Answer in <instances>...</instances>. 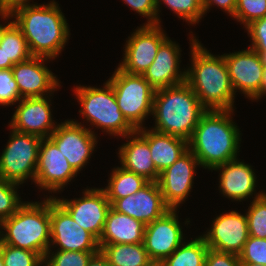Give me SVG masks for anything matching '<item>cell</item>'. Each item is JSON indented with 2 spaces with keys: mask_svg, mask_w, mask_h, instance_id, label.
Returning <instances> with one entry per match:
<instances>
[{
  "mask_svg": "<svg viewBox=\"0 0 266 266\" xmlns=\"http://www.w3.org/2000/svg\"><path fill=\"white\" fill-rule=\"evenodd\" d=\"M190 41L191 66L185 69V82L206 110H234L236 94L224 56L210 53L193 34Z\"/></svg>",
  "mask_w": 266,
  "mask_h": 266,
  "instance_id": "6da1fadb",
  "label": "cell"
},
{
  "mask_svg": "<svg viewBox=\"0 0 266 266\" xmlns=\"http://www.w3.org/2000/svg\"><path fill=\"white\" fill-rule=\"evenodd\" d=\"M233 112L207 110L200 117L188 147L203 168L213 170L237 158L241 131L232 120Z\"/></svg>",
  "mask_w": 266,
  "mask_h": 266,
  "instance_id": "7a4b0ae2",
  "label": "cell"
},
{
  "mask_svg": "<svg viewBox=\"0 0 266 266\" xmlns=\"http://www.w3.org/2000/svg\"><path fill=\"white\" fill-rule=\"evenodd\" d=\"M12 17L26 38L33 56L54 60L69 40V25L59 4L54 0L48 4L22 7Z\"/></svg>",
  "mask_w": 266,
  "mask_h": 266,
  "instance_id": "3957f363",
  "label": "cell"
},
{
  "mask_svg": "<svg viewBox=\"0 0 266 266\" xmlns=\"http://www.w3.org/2000/svg\"><path fill=\"white\" fill-rule=\"evenodd\" d=\"M206 111L186 82L159 89L154 94L151 129L189 141Z\"/></svg>",
  "mask_w": 266,
  "mask_h": 266,
  "instance_id": "277c9868",
  "label": "cell"
},
{
  "mask_svg": "<svg viewBox=\"0 0 266 266\" xmlns=\"http://www.w3.org/2000/svg\"><path fill=\"white\" fill-rule=\"evenodd\" d=\"M50 197L41 202H25L12 216L3 219L0 241L36 252L44 259L51 243Z\"/></svg>",
  "mask_w": 266,
  "mask_h": 266,
  "instance_id": "5b68a950",
  "label": "cell"
},
{
  "mask_svg": "<svg viewBox=\"0 0 266 266\" xmlns=\"http://www.w3.org/2000/svg\"><path fill=\"white\" fill-rule=\"evenodd\" d=\"M103 88L76 86L74 91L81 105L80 114L87 122L111 136L125 137L136 129L123 116L117 104L113 88L107 81Z\"/></svg>",
  "mask_w": 266,
  "mask_h": 266,
  "instance_id": "8992f818",
  "label": "cell"
},
{
  "mask_svg": "<svg viewBox=\"0 0 266 266\" xmlns=\"http://www.w3.org/2000/svg\"><path fill=\"white\" fill-rule=\"evenodd\" d=\"M107 80L114 91L120 111L135 128H142L143 122L153 113L155 89L143 75L129 74L116 67Z\"/></svg>",
  "mask_w": 266,
  "mask_h": 266,
  "instance_id": "52a82bcc",
  "label": "cell"
},
{
  "mask_svg": "<svg viewBox=\"0 0 266 266\" xmlns=\"http://www.w3.org/2000/svg\"><path fill=\"white\" fill-rule=\"evenodd\" d=\"M10 130V139L0 155V177L19 185L27 179L34 182L42 138Z\"/></svg>",
  "mask_w": 266,
  "mask_h": 266,
  "instance_id": "ba28073f",
  "label": "cell"
},
{
  "mask_svg": "<svg viewBox=\"0 0 266 266\" xmlns=\"http://www.w3.org/2000/svg\"><path fill=\"white\" fill-rule=\"evenodd\" d=\"M160 24H143L128 36L123 61L118 67L126 73L143 75L152 64L160 45L168 38Z\"/></svg>",
  "mask_w": 266,
  "mask_h": 266,
  "instance_id": "9c48e42d",
  "label": "cell"
},
{
  "mask_svg": "<svg viewBox=\"0 0 266 266\" xmlns=\"http://www.w3.org/2000/svg\"><path fill=\"white\" fill-rule=\"evenodd\" d=\"M65 120L49 136L73 169L79 173L90 160L97 145V136L81 122Z\"/></svg>",
  "mask_w": 266,
  "mask_h": 266,
  "instance_id": "30bf717a",
  "label": "cell"
},
{
  "mask_svg": "<svg viewBox=\"0 0 266 266\" xmlns=\"http://www.w3.org/2000/svg\"><path fill=\"white\" fill-rule=\"evenodd\" d=\"M51 247L66 251H99L98 240L83 229L71 215L50 197ZM52 245V246H51Z\"/></svg>",
  "mask_w": 266,
  "mask_h": 266,
  "instance_id": "8fae6325",
  "label": "cell"
},
{
  "mask_svg": "<svg viewBox=\"0 0 266 266\" xmlns=\"http://www.w3.org/2000/svg\"><path fill=\"white\" fill-rule=\"evenodd\" d=\"M54 199L71 215L83 229L90 232L97 240L104 229L107 213L111 203L102 188H90L83 192L81 198Z\"/></svg>",
  "mask_w": 266,
  "mask_h": 266,
  "instance_id": "7c38bea8",
  "label": "cell"
},
{
  "mask_svg": "<svg viewBox=\"0 0 266 266\" xmlns=\"http://www.w3.org/2000/svg\"><path fill=\"white\" fill-rule=\"evenodd\" d=\"M177 214V209H170L145 226L143 243L150 259L157 265L185 241Z\"/></svg>",
  "mask_w": 266,
  "mask_h": 266,
  "instance_id": "4fadbf2b",
  "label": "cell"
},
{
  "mask_svg": "<svg viewBox=\"0 0 266 266\" xmlns=\"http://www.w3.org/2000/svg\"><path fill=\"white\" fill-rule=\"evenodd\" d=\"M223 56L235 94L241 91L248 99L259 100L264 69L260 54L249 47L246 50L223 54Z\"/></svg>",
  "mask_w": 266,
  "mask_h": 266,
  "instance_id": "5bb4252c",
  "label": "cell"
},
{
  "mask_svg": "<svg viewBox=\"0 0 266 266\" xmlns=\"http://www.w3.org/2000/svg\"><path fill=\"white\" fill-rule=\"evenodd\" d=\"M212 222V227L201 235L207 246L218 252L239 255L249 237L246 214L232 210L217 215Z\"/></svg>",
  "mask_w": 266,
  "mask_h": 266,
  "instance_id": "9a60e30c",
  "label": "cell"
},
{
  "mask_svg": "<svg viewBox=\"0 0 266 266\" xmlns=\"http://www.w3.org/2000/svg\"><path fill=\"white\" fill-rule=\"evenodd\" d=\"M74 177H77V172L56 144L50 138H42L34 183L39 189L56 193L61 192Z\"/></svg>",
  "mask_w": 266,
  "mask_h": 266,
  "instance_id": "2e32d148",
  "label": "cell"
},
{
  "mask_svg": "<svg viewBox=\"0 0 266 266\" xmlns=\"http://www.w3.org/2000/svg\"><path fill=\"white\" fill-rule=\"evenodd\" d=\"M200 166L195 155L188 149L170 167L160 173L158 184L165 203L178 209L191 192L195 169Z\"/></svg>",
  "mask_w": 266,
  "mask_h": 266,
  "instance_id": "e0dca14e",
  "label": "cell"
},
{
  "mask_svg": "<svg viewBox=\"0 0 266 266\" xmlns=\"http://www.w3.org/2000/svg\"><path fill=\"white\" fill-rule=\"evenodd\" d=\"M48 60L52 59L32 56L11 68L21 98L45 97L61 86L54 73L45 66L44 62Z\"/></svg>",
  "mask_w": 266,
  "mask_h": 266,
  "instance_id": "ac0fdd59",
  "label": "cell"
},
{
  "mask_svg": "<svg viewBox=\"0 0 266 266\" xmlns=\"http://www.w3.org/2000/svg\"><path fill=\"white\" fill-rule=\"evenodd\" d=\"M49 96L52 95L20 99L8 126L21 133L49 138L57 128V122H53Z\"/></svg>",
  "mask_w": 266,
  "mask_h": 266,
  "instance_id": "d6986e66",
  "label": "cell"
},
{
  "mask_svg": "<svg viewBox=\"0 0 266 266\" xmlns=\"http://www.w3.org/2000/svg\"><path fill=\"white\" fill-rule=\"evenodd\" d=\"M111 207L145 225L163 216L171 208L165 203L158 182L149 181L135 194L117 199Z\"/></svg>",
  "mask_w": 266,
  "mask_h": 266,
  "instance_id": "ffe728a7",
  "label": "cell"
},
{
  "mask_svg": "<svg viewBox=\"0 0 266 266\" xmlns=\"http://www.w3.org/2000/svg\"><path fill=\"white\" fill-rule=\"evenodd\" d=\"M181 49L169 37L160 45L154 61L143 73L145 80L155 89H163L185 82L186 71H180Z\"/></svg>",
  "mask_w": 266,
  "mask_h": 266,
  "instance_id": "44dd1931",
  "label": "cell"
},
{
  "mask_svg": "<svg viewBox=\"0 0 266 266\" xmlns=\"http://www.w3.org/2000/svg\"><path fill=\"white\" fill-rule=\"evenodd\" d=\"M219 173V190L224 197L233 201H244L256 194L257 178L252 166L238 158L215 167Z\"/></svg>",
  "mask_w": 266,
  "mask_h": 266,
  "instance_id": "7402d4cb",
  "label": "cell"
},
{
  "mask_svg": "<svg viewBox=\"0 0 266 266\" xmlns=\"http://www.w3.org/2000/svg\"><path fill=\"white\" fill-rule=\"evenodd\" d=\"M124 138L127 142L118 148L121 167L145 177L148 181L158 182L160 173L151 158L148 142L137 131Z\"/></svg>",
  "mask_w": 266,
  "mask_h": 266,
  "instance_id": "603a6c76",
  "label": "cell"
},
{
  "mask_svg": "<svg viewBox=\"0 0 266 266\" xmlns=\"http://www.w3.org/2000/svg\"><path fill=\"white\" fill-rule=\"evenodd\" d=\"M136 131L148 142L151 158L159 173L170 167L188 149V141L153 129L142 128Z\"/></svg>",
  "mask_w": 266,
  "mask_h": 266,
  "instance_id": "cb8c5ba5",
  "label": "cell"
},
{
  "mask_svg": "<svg viewBox=\"0 0 266 266\" xmlns=\"http://www.w3.org/2000/svg\"><path fill=\"white\" fill-rule=\"evenodd\" d=\"M145 224L112 207L107 213L98 244H138L144 242Z\"/></svg>",
  "mask_w": 266,
  "mask_h": 266,
  "instance_id": "d4e9b609",
  "label": "cell"
},
{
  "mask_svg": "<svg viewBox=\"0 0 266 266\" xmlns=\"http://www.w3.org/2000/svg\"><path fill=\"white\" fill-rule=\"evenodd\" d=\"M98 245L110 266H157L150 259L144 243Z\"/></svg>",
  "mask_w": 266,
  "mask_h": 266,
  "instance_id": "484cf974",
  "label": "cell"
},
{
  "mask_svg": "<svg viewBox=\"0 0 266 266\" xmlns=\"http://www.w3.org/2000/svg\"><path fill=\"white\" fill-rule=\"evenodd\" d=\"M149 181L138 174L127 171L121 166L114 167L108 180V186L102 188L111 205L117 200L135 194Z\"/></svg>",
  "mask_w": 266,
  "mask_h": 266,
  "instance_id": "4316f807",
  "label": "cell"
},
{
  "mask_svg": "<svg viewBox=\"0 0 266 266\" xmlns=\"http://www.w3.org/2000/svg\"><path fill=\"white\" fill-rule=\"evenodd\" d=\"M208 249L202 236L184 241L159 266H205Z\"/></svg>",
  "mask_w": 266,
  "mask_h": 266,
  "instance_id": "83f0119b",
  "label": "cell"
},
{
  "mask_svg": "<svg viewBox=\"0 0 266 266\" xmlns=\"http://www.w3.org/2000/svg\"><path fill=\"white\" fill-rule=\"evenodd\" d=\"M0 47L4 50L6 61L14 65L33 56L21 29L14 22L5 30Z\"/></svg>",
  "mask_w": 266,
  "mask_h": 266,
  "instance_id": "f1b7e54d",
  "label": "cell"
},
{
  "mask_svg": "<svg viewBox=\"0 0 266 266\" xmlns=\"http://www.w3.org/2000/svg\"><path fill=\"white\" fill-rule=\"evenodd\" d=\"M164 3L171 11H173L179 18L186 20L189 24L199 23V20L204 16V10L201 0H156L157 5V24L160 21V5Z\"/></svg>",
  "mask_w": 266,
  "mask_h": 266,
  "instance_id": "f546056e",
  "label": "cell"
},
{
  "mask_svg": "<svg viewBox=\"0 0 266 266\" xmlns=\"http://www.w3.org/2000/svg\"><path fill=\"white\" fill-rule=\"evenodd\" d=\"M254 196L246 212L249 236L266 239V193Z\"/></svg>",
  "mask_w": 266,
  "mask_h": 266,
  "instance_id": "4dcf8cb0",
  "label": "cell"
},
{
  "mask_svg": "<svg viewBox=\"0 0 266 266\" xmlns=\"http://www.w3.org/2000/svg\"><path fill=\"white\" fill-rule=\"evenodd\" d=\"M4 266H43L44 259L36 252L16 248L0 241Z\"/></svg>",
  "mask_w": 266,
  "mask_h": 266,
  "instance_id": "1f68e13d",
  "label": "cell"
},
{
  "mask_svg": "<svg viewBox=\"0 0 266 266\" xmlns=\"http://www.w3.org/2000/svg\"><path fill=\"white\" fill-rule=\"evenodd\" d=\"M98 251H66L51 249L44 257L43 266H86L91 256Z\"/></svg>",
  "mask_w": 266,
  "mask_h": 266,
  "instance_id": "d6a6232c",
  "label": "cell"
},
{
  "mask_svg": "<svg viewBox=\"0 0 266 266\" xmlns=\"http://www.w3.org/2000/svg\"><path fill=\"white\" fill-rule=\"evenodd\" d=\"M18 186L0 177V222L12 216L25 203L17 192Z\"/></svg>",
  "mask_w": 266,
  "mask_h": 266,
  "instance_id": "836d02e7",
  "label": "cell"
},
{
  "mask_svg": "<svg viewBox=\"0 0 266 266\" xmlns=\"http://www.w3.org/2000/svg\"><path fill=\"white\" fill-rule=\"evenodd\" d=\"M265 16L266 0H237L233 18L244 27Z\"/></svg>",
  "mask_w": 266,
  "mask_h": 266,
  "instance_id": "e575fe53",
  "label": "cell"
},
{
  "mask_svg": "<svg viewBox=\"0 0 266 266\" xmlns=\"http://www.w3.org/2000/svg\"><path fill=\"white\" fill-rule=\"evenodd\" d=\"M241 263H254L266 266V239L248 237L242 252L239 254Z\"/></svg>",
  "mask_w": 266,
  "mask_h": 266,
  "instance_id": "d590c367",
  "label": "cell"
},
{
  "mask_svg": "<svg viewBox=\"0 0 266 266\" xmlns=\"http://www.w3.org/2000/svg\"><path fill=\"white\" fill-rule=\"evenodd\" d=\"M20 97L19 88L14 80L13 73L10 69H0V105H16Z\"/></svg>",
  "mask_w": 266,
  "mask_h": 266,
  "instance_id": "8d00e7d4",
  "label": "cell"
},
{
  "mask_svg": "<svg viewBox=\"0 0 266 266\" xmlns=\"http://www.w3.org/2000/svg\"><path fill=\"white\" fill-rule=\"evenodd\" d=\"M248 35L250 36L252 43L250 48L255 51L266 50V16L251 22L245 27Z\"/></svg>",
  "mask_w": 266,
  "mask_h": 266,
  "instance_id": "74e56055",
  "label": "cell"
},
{
  "mask_svg": "<svg viewBox=\"0 0 266 266\" xmlns=\"http://www.w3.org/2000/svg\"><path fill=\"white\" fill-rule=\"evenodd\" d=\"M132 10L147 20L144 24H157L156 0H123Z\"/></svg>",
  "mask_w": 266,
  "mask_h": 266,
  "instance_id": "f35d334b",
  "label": "cell"
},
{
  "mask_svg": "<svg viewBox=\"0 0 266 266\" xmlns=\"http://www.w3.org/2000/svg\"><path fill=\"white\" fill-rule=\"evenodd\" d=\"M205 266H241L239 255L208 249Z\"/></svg>",
  "mask_w": 266,
  "mask_h": 266,
  "instance_id": "ab89813d",
  "label": "cell"
},
{
  "mask_svg": "<svg viewBox=\"0 0 266 266\" xmlns=\"http://www.w3.org/2000/svg\"><path fill=\"white\" fill-rule=\"evenodd\" d=\"M29 5H33L30 0H0V16L3 20H12V14L16 10Z\"/></svg>",
  "mask_w": 266,
  "mask_h": 266,
  "instance_id": "60d3db41",
  "label": "cell"
},
{
  "mask_svg": "<svg viewBox=\"0 0 266 266\" xmlns=\"http://www.w3.org/2000/svg\"><path fill=\"white\" fill-rule=\"evenodd\" d=\"M201 2L204 15L209 11L213 4L223 9L225 13L227 12L229 14V16L233 17L237 5V0H201Z\"/></svg>",
  "mask_w": 266,
  "mask_h": 266,
  "instance_id": "b9f144b4",
  "label": "cell"
},
{
  "mask_svg": "<svg viewBox=\"0 0 266 266\" xmlns=\"http://www.w3.org/2000/svg\"><path fill=\"white\" fill-rule=\"evenodd\" d=\"M86 266H110L107 257L99 250L93 254Z\"/></svg>",
  "mask_w": 266,
  "mask_h": 266,
  "instance_id": "7bdbcfd3",
  "label": "cell"
},
{
  "mask_svg": "<svg viewBox=\"0 0 266 266\" xmlns=\"http://www.w3.org/2000/svg\"><path fill=\"white\" fill-rule=\"evenodd\" d=\"M14 66L11 61H6V55L3 48L0 47V69H10Z\"/></svg>",
  "mask_w": 266,
  "mask_h": 266,
  "instance_id": "ee69618b",
  "label": "cell"
},
{
  "mask_svg": "<svg viewBox=\"0 0 266 266\" xmlns=\"http://www.w3.org/2000/svg\"><path fill=\"white\" fill-rule=\"evenodd\" d=\"M266 96V65H264L263 74H262V84L260 86V98Z\"/></svg>",
  "mask_w": 266,
  "mask_h": 266,
  "instance_id": "f6af8a7d",
  "label": "cell"
},
{
  "mask_svg": "<svg viewBox=\"0 0 266 266\" xmlns=\"http://www.w3.org/2000/svg\"><path fill=\"white\" fill-rule=\"evenodd\" d=\"M14 21H10L8 22V24L6 25H2L0 24V44L2 42V38H3V34L5 32V30L13 23Z\"/></svg>",
  "mask_w": 266,
  "mask_h": 266,
  "instance_id": "bcb514c9",
  "label": "cell"
},
{
  "mask_svg": "<svg viewBox=\"0 0 266 266\" xmlns=\"http://www.w3.org/2000/svg\"><path fill=\"white\" fill-rule=\"evenodd\" d=\"M260 54V57H261V60H262V63L264 65H266V50L265 51H256Z\"/></svg>",
  "mask_w": 266,
  "mask_h": 266,
  "instance_id": "7dc6e473",
  "label": "cell"
},
{
  "mask_svg": "<svg viewBox=\"0 0 266 266\" xmlns=\"http://www.w3.org/2000/svg\"><path fill=\"white\" fill-rule=\"evenodd\" d=\"M241 266H264V265L254 264V263H241Z\"/></svg>",
  "mask_w": 266,
  "mask_h": 266,
  "instance_id": "c3c4849f",
  "label": "cell"
},
{
  "mask_svg": "<svg viewBox=\"0 0 266 266\" xmlns=\"http://www.w3.org/2000/svg\"><path fill=\"white\" fill-rule=\"evenodd\" d=\"M0 266H4V261L1 252H0Z\"/></svg>",
  "mask_w": 266,
  "mask_h": 266,
  "instance_id": "681fc988",
  "label": "cell"
}]
</instances>
